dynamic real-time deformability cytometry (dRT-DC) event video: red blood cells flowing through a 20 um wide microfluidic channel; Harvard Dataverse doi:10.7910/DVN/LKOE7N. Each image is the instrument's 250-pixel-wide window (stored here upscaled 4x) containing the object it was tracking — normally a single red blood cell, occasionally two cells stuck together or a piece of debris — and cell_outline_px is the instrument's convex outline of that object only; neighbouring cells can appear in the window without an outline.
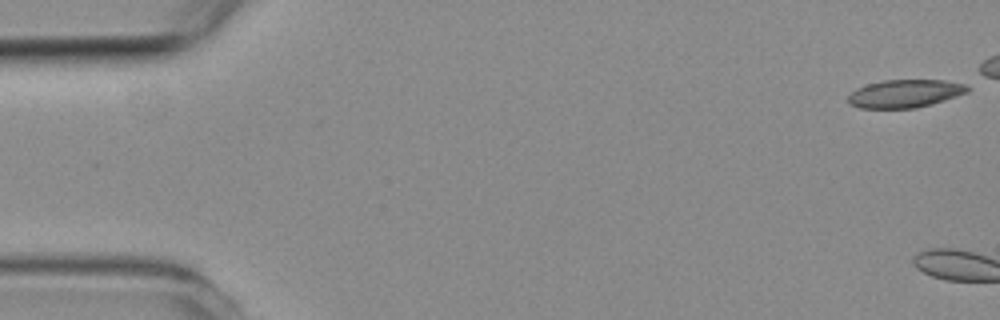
{"species": "common noctule bat (a hibernating species)", "species_latin": "Nyctalus noctula", "temperature_condition": "room temperature", "stored_images_in_passage": 5, "camera_frame_rate_fps": 3000, "um_per_image_px": 0.085, "animal": {"sex": "female", "body_mass_g": 19.3, "forearm_length_mm": 54.1}, "frame": {"image": 1, "passage_image": 5, "time_ms": 5.667, "image_size_px": [1000, 320], "cell_outline_px": [[972, 88], [968, 92], [932, 104], [916, 108], [860, 108], [848, 104], [848, 96], [856, 88], [868, 84], [884, 80], [944, 80], [972, 84]], "centroid_in_image_um": [76.98, 7.94], "position_along_channel_um": 8.0, "area_um2": 19.71}}